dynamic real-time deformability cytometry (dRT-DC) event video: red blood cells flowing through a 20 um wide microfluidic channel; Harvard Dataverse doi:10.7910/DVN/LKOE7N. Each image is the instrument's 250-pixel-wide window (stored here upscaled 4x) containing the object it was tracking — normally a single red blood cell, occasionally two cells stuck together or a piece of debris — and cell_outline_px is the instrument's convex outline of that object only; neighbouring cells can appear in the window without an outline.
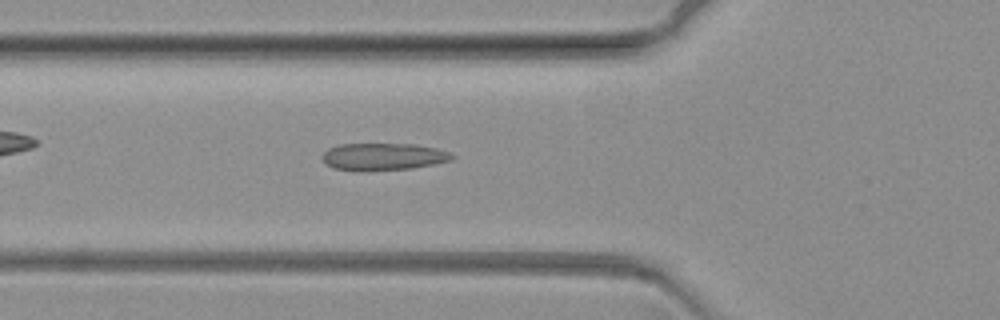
{"species": "common noctule bat (a hibernating species)", "species_latin": "Nyctalus noctula", "temperature_condition": "warm", "stored_images_in_passage": 46, "camera_frame_rate_fps": 3000, "um_per_image_px": 0.085, "animal": {"sex": "female", "body_mass_g": 19.3, "forearm_length_mm": 54.1}, "frame": {"image": 1, "passage_image": 3, "time_ms": 0.667, "image_size_px": [1000, 320], "cell_outline_px": [[456, 156], [452, 160], [412, 168], [364, 172], [332, 168], [324, 164], [320, 156], [328, 148], [340, 144], [416, 144], [436, 148], [448, 152]], "centroid_in_image_um": [32.51, 13.33], "position_along_channel_um": 93.3, "area_um2": 20.92}}
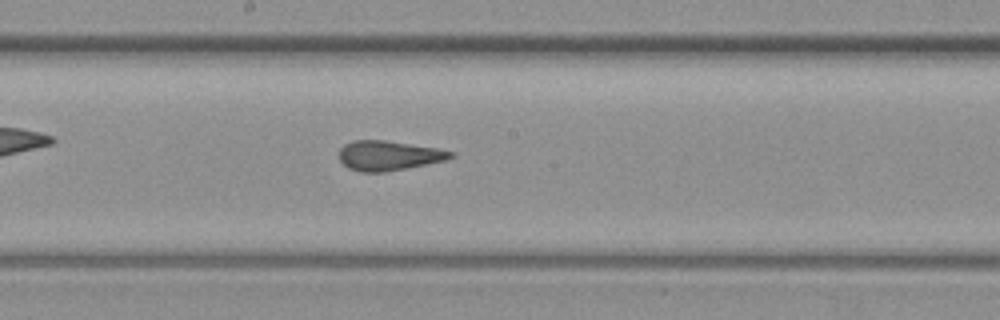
{"frame": {"image": 2, "passage_image": 15, "time_ms": 4.667, "image_size_px": [1000, 320], "cell_outline_px": [[456, 156], [444, 160], [384, 172], [360, 172], [348, 168], [340, 160], [340, 148], [344, 144], [352, 140], [384, 140], [436, 148], [456, 152]], "centroid_in_image_um": [33.01, 13.21], "position_along_channel_um": 215.2, "area_um2": 19.13}}
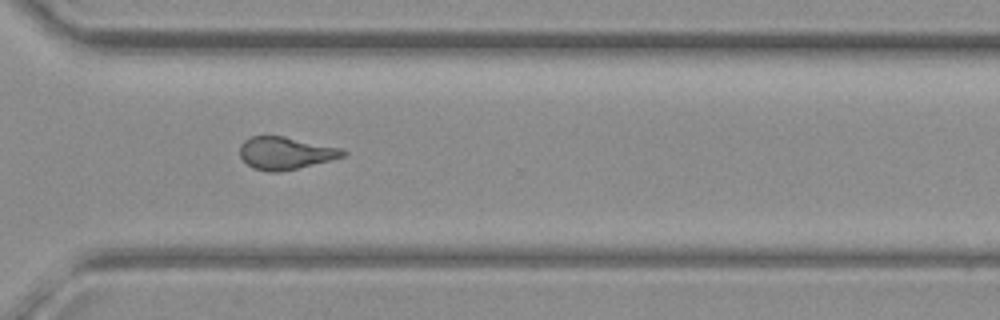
{"frame": {"image": 3, "passage_image": 28, "time_ms": 9.0, "image_size_px": [1000, 320], "cell_outline_px": [[348, 156], [332, 160], [280, 172], [268, 172], [252, 168], [240, 156], [240, 144], [244, 140], [252, 136], [284, 136], [340, 148], [348, 152]], "centroid_in_image_um": [24.28, 13.02], "position_along_channel_um": 346.3, "area_um2": 19.59}}